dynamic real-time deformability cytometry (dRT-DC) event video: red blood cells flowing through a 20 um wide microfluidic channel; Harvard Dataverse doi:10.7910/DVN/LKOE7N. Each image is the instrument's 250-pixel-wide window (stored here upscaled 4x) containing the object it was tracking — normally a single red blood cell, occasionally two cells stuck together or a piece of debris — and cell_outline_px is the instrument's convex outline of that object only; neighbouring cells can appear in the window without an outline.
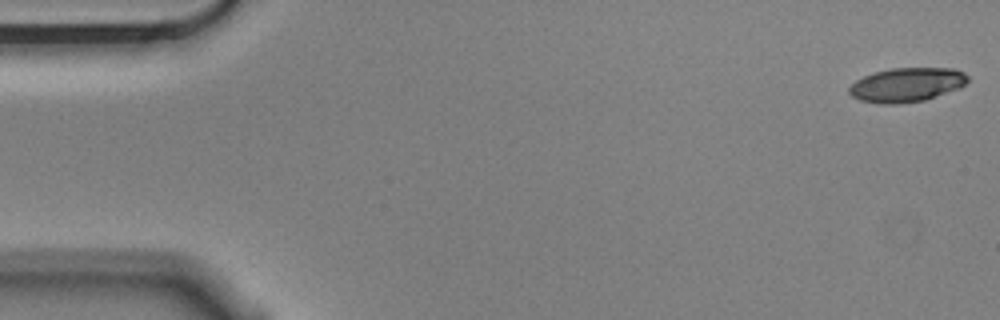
{"species": "Egyptian fruit bat (a non-hibernating species)", "species_latin": "Rousettus aegyptiacus", "temperature_condition": "cold", "stored_images_in_passage": 5, "camera_frame_rate_fps": 3000, "um_per_image_px": 0.085, "animal": {"sex": "male"}, "frame": {"image": 1, "passage_image": 1, "time_ms": 0.0, "image_size_px": [1000, 320], "cell_outline_px": [[968, 80], [960, 88], [924, 100], [900, 104], [880, 104], [860, 100], [852, 96], [848, 92], [848, 88], [856, 80], [864, 76], [876, 72], [892, 68], [952, 68], [964, 72], [968, 76]], "centroid_in_image_um": [77.07, 7.21], "position_along_channel_um": 7.9, "area_um2": 23.58}}